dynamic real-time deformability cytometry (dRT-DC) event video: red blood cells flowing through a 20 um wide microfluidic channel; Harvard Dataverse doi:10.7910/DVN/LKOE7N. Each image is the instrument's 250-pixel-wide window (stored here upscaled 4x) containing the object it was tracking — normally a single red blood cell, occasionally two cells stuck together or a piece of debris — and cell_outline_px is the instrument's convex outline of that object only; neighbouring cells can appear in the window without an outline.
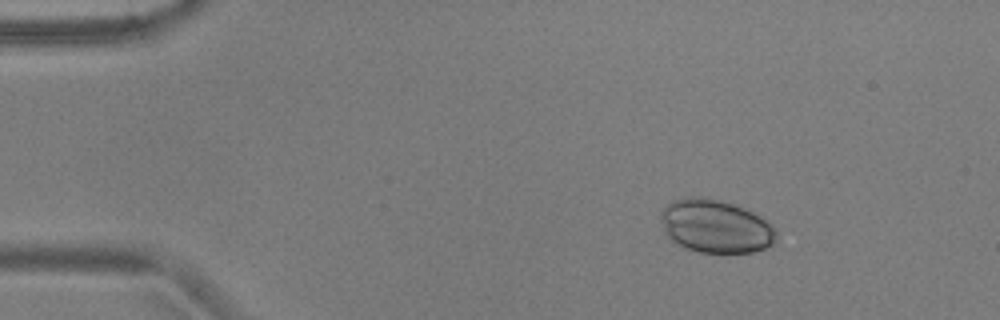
{"species": "common noctule bat (a hibernating species)", "species_latin": "Nyctalus noctula", "temperature_condition": "warm", "stored_images_in_passage": 9, "camera_frame_rate_fps": 3000, "um_per_image_px": 0.085, "animal": {"sex": "male", "body_mass_g": 17.9, "forearm_length_mm": 54.2}, "frame": {"image": 1, "passage_image": 1, "time_ms": 0.0, "image_size_px": [1000, 320], "cell_outline_px": [[776, 244], [752, 252], [700, 252], [688, 248], [668, 240], [664, 232], [660, 216], [660, 212], [668, 204], [676, 200], [692, 196], [720, 200], [744, 208], [760, 216], [772, 224], [776, 232]], "centroid_in_image_um": [60.83, 19.24], "position_along_channel_um": 24.2, "area_um2": 35.72}}